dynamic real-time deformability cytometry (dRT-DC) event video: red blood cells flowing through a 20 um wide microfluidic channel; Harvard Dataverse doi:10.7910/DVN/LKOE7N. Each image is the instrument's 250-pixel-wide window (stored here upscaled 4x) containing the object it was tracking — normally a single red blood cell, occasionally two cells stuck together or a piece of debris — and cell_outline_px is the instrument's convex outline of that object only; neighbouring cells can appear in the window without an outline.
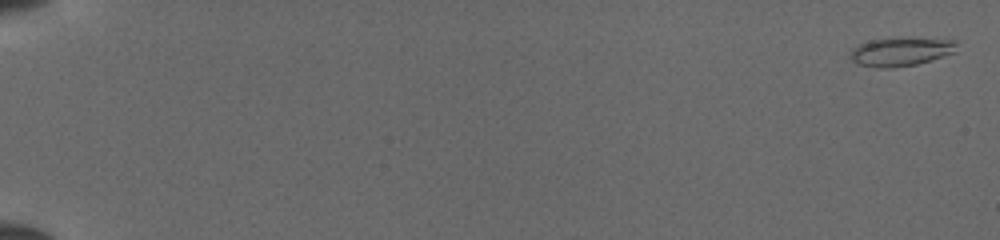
{"species": "common noctule bat (a hibernating species)", "species_latin": "Nyctalus noctula", "temperature_condition": "cold", "stored_images_in_passage": 7, "camera_frame_rate_fps": 3000, "um_per_image_px": 0.085, "animal": {"sex": "female", "body_mass_g": 19.5, "forearm_length_mm": 54.1}, "frame": {"image": 1, "passage_image": 2, "time_ms": 0.333, "image_size_px": [1000, 240], "cell_outline_px": [[956, 52], [916, 64], [892, 68], [880, 68], [856, 64], [852, 60], [852, 48], [860, 44], [872, 40], [900, 36], [912, 36], [956, 40]], "centroid_in_image_um": [76.61, 4.35], "position_along_channel_um": 8.4, "area_um2": 18.15}}